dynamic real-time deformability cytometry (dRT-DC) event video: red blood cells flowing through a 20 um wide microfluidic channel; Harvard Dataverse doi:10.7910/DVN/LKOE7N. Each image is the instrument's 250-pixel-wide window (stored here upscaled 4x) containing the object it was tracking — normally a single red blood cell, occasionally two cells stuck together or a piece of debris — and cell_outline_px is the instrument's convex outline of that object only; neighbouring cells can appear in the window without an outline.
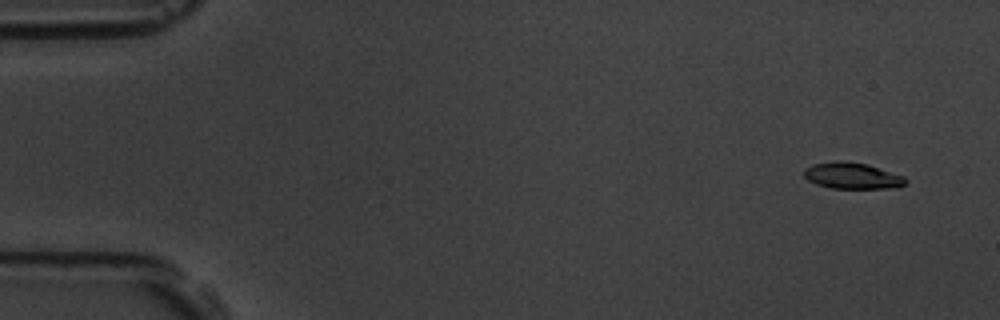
{"species": "common noctule bat (a hibernating species)", "species_latin": "Nyctalus noctula", "temperature_condition": "room temperature", "stored_images_in_passage": 6, "camera_frame_rate_fps": 3000, "um_per_image_px": 0.085, "animal": {"sex": "male", "body_mass_g": 19.5, "forearm_length_mm": 54.6}, "frame": {"image": 1, "passage_image": 1, "time_ms": 0.0, "image_size_px": [1000, 320], "cell_outline_px": [[908, 180], [904, 184], [896, 188], [832, 188], [816, 184], [808, 180], [804, 176], [804, 168], [812, 164], [832, 160], [836, 160], [868, 164], [904, 176]], "centroid_in_image_um": [72.42, 14.93], "position_along_channel_um": 12.6, "area_um2": 15.66}}
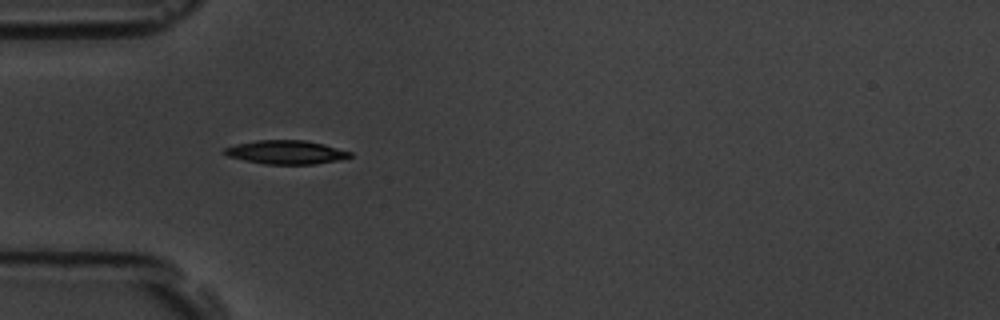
{"frame": {"image": 2, "passage_image": 5, "time_ms": 1.333, "image_size_px": [1000, 320], "cell_outline_px": [[352, 156], [340, 160], [312, 164], [264, 164], [244, 160], [228, 156], [220, 152], [224, 148], [236, 144], [256, 140], [304, 140], [324, 144], [352, 152]], "centroid_in_image_um": [24.29, 12.93], "position_along_channel_um": 60.7, "area_um2": 17.4}}
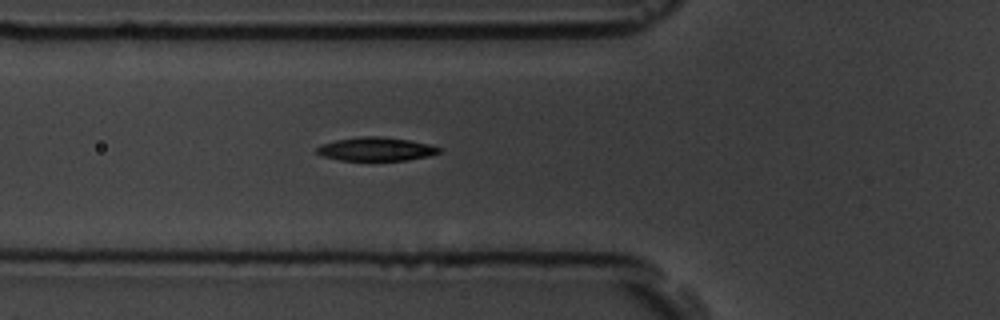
{"frame": {"image": 3, "passage_image": 6, "time_ms": 1.667, "image_size_px": [1000, 320], "cell_outline_px": [[440, 152], [428, 156], [408, 160], [340, 160], [324, 156], [316, 152], [316, 148], [320, 144], [336, 140], [360, 136], [380, 136], [408, 140], [432, 144], [440, 148]], "centroid_in_image_um": [31.96, 12.66], "position_along_channel_um": 93.8, "area_um2": 16.76}}